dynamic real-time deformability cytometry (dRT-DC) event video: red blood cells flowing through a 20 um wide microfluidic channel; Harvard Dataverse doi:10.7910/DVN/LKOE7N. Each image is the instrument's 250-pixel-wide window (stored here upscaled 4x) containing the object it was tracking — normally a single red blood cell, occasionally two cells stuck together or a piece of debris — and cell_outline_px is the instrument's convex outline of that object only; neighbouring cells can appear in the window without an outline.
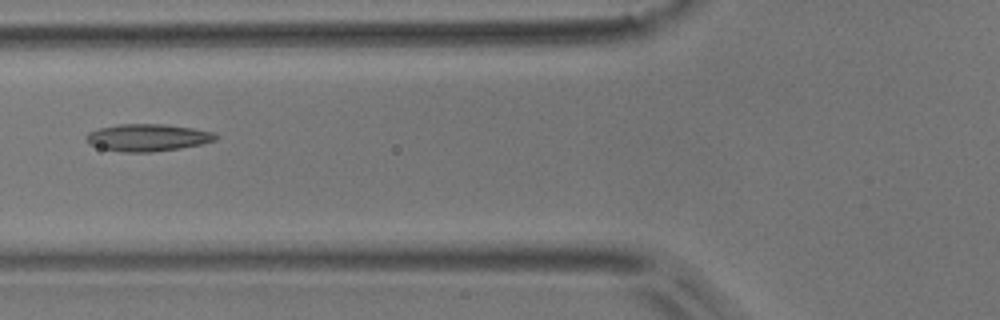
{"species": "common noctule bat (a hibernating species)", "species_latin": "Nyctalus noctula", "temperature_condition": "room temperature", "stored_images_in_passage": 4, "camera_frame_rate_fps": 3000, "um_per_image_px": 0.085, "animal": {"sex": "male", "body_mass_g": 17.9}, "frame": {"image": 1, "passage_image": 2, "time_ms": 0.333, "image_size_px": [1000, 320], "cell_outline_px": [[220, 136], [216, 140], [204, 144], [180, 148], [152, 152], [124, 152], [100, 148], [88, 144], [84, 140], [84, 136], [88, 132], [100, 128], [120, 124], [164, 124], [192, 128], [212, 132]], "centroid_in_image_um": [12.53, 11.7], "position_along_channel_um": 113.3, "area_um2": 20.69}}
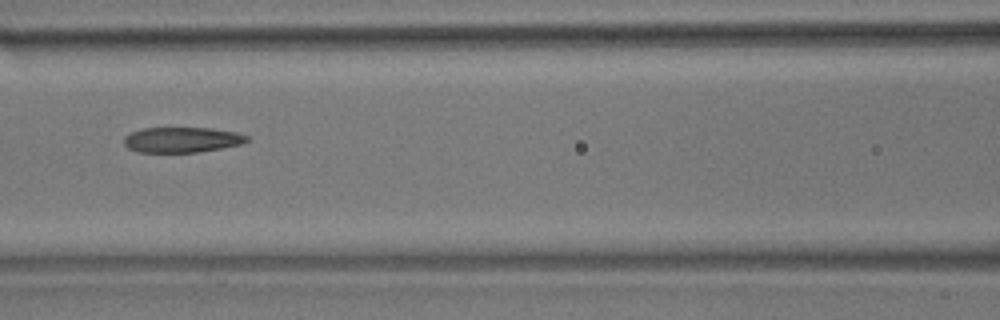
{"frame": {"image": 2, "passage_image": 3, "time_ms": 0.667, "image_size_px": [1000, 320], "cell_outline_px": [[248, 140], [240, 144], [220, 148], [196, 152], [136, 152], [128, 148], [124, 144], [124, 136], [132, 132], [144, 128], [212, 128], [236, 132], [248, 136]], "centroid_in_image_um": [15.43, 11.88], "position_along_channel_um": 151.2, "area_um2": 18.03}}
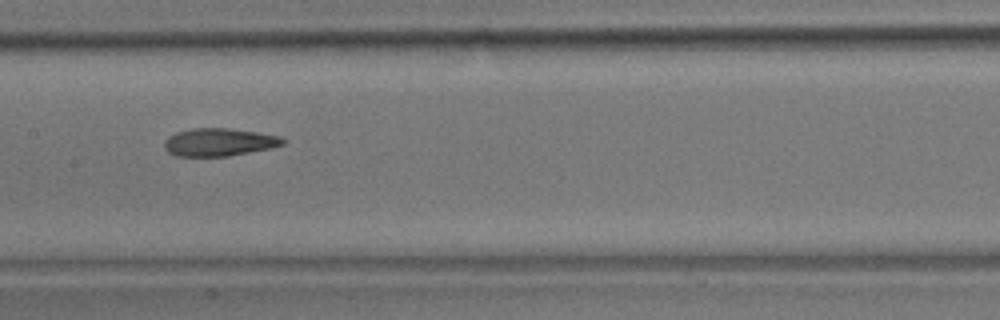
{"frame": {"image": 3, "passage_image": 4, "time_ms": 1.0, "image_size_px": [1000, 320], "cell_outline_px": [[288, 140], [284, 144], [272, 148], [228, 156], [176, 156], [168, 152], [164, 148], [164, 140], [168, 136], [176, 132], [192, 128], [228, 128], [256, 132], [280, 136]], "centroid_in_image_um": [18.62, 12.08], "position_along_channel_um": 188.8, "area_um2": 19.36}}